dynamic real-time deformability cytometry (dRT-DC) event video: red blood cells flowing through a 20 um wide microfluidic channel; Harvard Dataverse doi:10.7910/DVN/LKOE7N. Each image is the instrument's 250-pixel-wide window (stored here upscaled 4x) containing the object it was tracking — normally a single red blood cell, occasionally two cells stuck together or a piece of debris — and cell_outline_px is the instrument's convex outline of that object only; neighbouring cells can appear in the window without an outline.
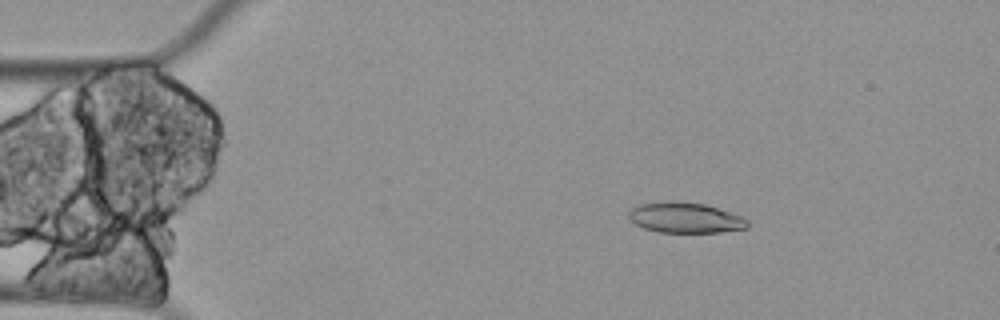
{"species": "Egyptian fruit bat (a non-hibernating species)", "species_latin": "Rousettus aegyptiacus", "temperature_condition": "cold", "stored_images_in_passage": 4, "camera_frame_rate_fps": 3000, "um_per_image_px": 0.085, "animal": {"sex": "female"}, "frame": {"image": 1, "passage_image": 2, "time_ms": 0.333, "image_size_px": [1000, 320], "cell_outline_px": [[748, 228], [720, 232], [660, 232], [644, 228], [628, 220], [628, 212], [632, 208], [640, 204], [668, 200], [704, 204], [744, 216], [748, 220]], "centroid_in_image_um": [58.24, 18.5], "position_along_channel_um": 26.8, "area_um2": 21.21}}